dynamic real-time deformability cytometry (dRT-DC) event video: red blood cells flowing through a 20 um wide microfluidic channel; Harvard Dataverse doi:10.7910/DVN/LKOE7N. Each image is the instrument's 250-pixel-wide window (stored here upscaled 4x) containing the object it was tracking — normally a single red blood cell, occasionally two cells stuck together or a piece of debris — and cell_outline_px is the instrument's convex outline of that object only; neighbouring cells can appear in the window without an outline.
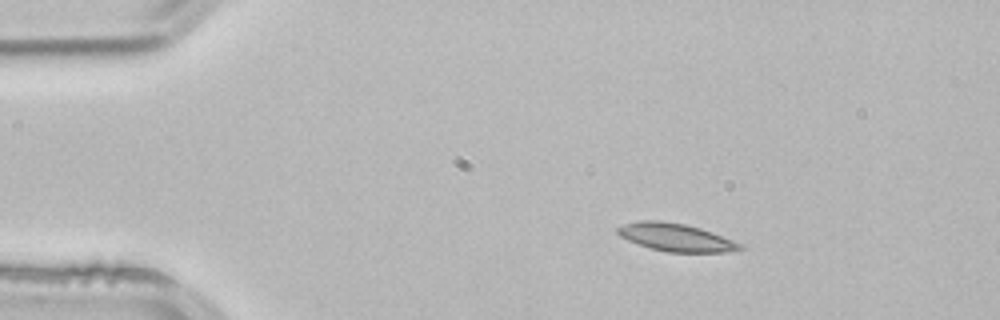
{"species": "common noctule bat (a hibernating species)", "species_latin": "Nyctalus noctula", "temperature_condition": "room temperature", "stored_images_in_passage": 2, "camera_frame_rate_fps": 3000, "um_per_image_px": 0.085, "animal": {"sex": "male", "body_mass_g": 21.5, "forearm_length_mm": 52.0}, "frame": {"image": 1, "passage_image": 1, "time_ms": 0.0, "image_size_px": [1000, 320], "cell_outline_px": [[744, 248], [724, 252], [668, 252], [652, 248], [628, 240], [620, 236], [616, 232], [616, 228], [624, 224], [640, 220], [660, 220], [684, 224], [700, 228], [712, 232], [744, 244]], "centroid_in_image_um": [57.45, 20.17], "position_along_channel_um": 27.5, "area_um2": 19.71}}